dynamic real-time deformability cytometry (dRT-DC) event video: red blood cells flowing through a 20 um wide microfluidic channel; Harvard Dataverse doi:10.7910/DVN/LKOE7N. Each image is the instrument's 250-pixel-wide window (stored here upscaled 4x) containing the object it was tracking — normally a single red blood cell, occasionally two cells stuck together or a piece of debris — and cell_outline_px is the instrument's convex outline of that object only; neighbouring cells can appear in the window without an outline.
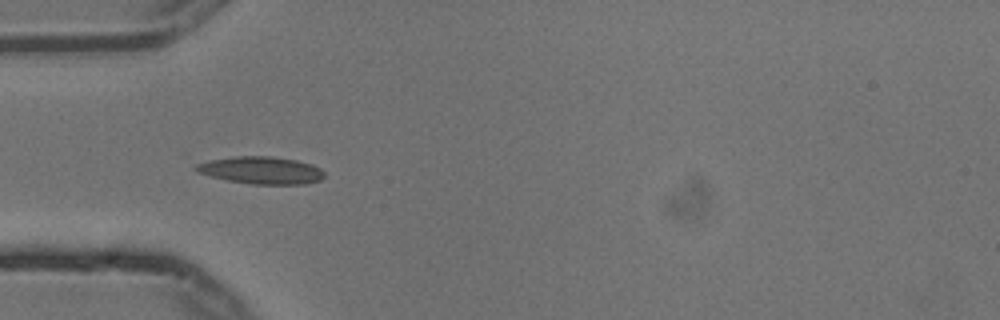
{"species": "common noctule bat (a hibernating species)", "species_latin": "Nyctalus noctula", "temperature_condition": "cold", "stored_images_in_passage": 7, "camera_frame_rate_fps": 3000, "um_per_image_px": 0.085, "animal": {"sex": "male", "body_mass_g": 13.3}, "frame": {"image": 1, "passage_image": 6, "time_ms": 1.667, "image_size_px": [1000, 320], "cell_outline_px": [[324, 176], [320, 180], [308, 184], [252, 184], [228, 180], [196, 172], [192, 168], [196, 164], [212, 160], [236, 156], [272, 156], [296, 160], [312, 164], [320, 168], [324, 172]], "centroid_in_image_um": [22.22, 14.47], "position_along_channel_um": 62.8, "area_um2": 20.4}}
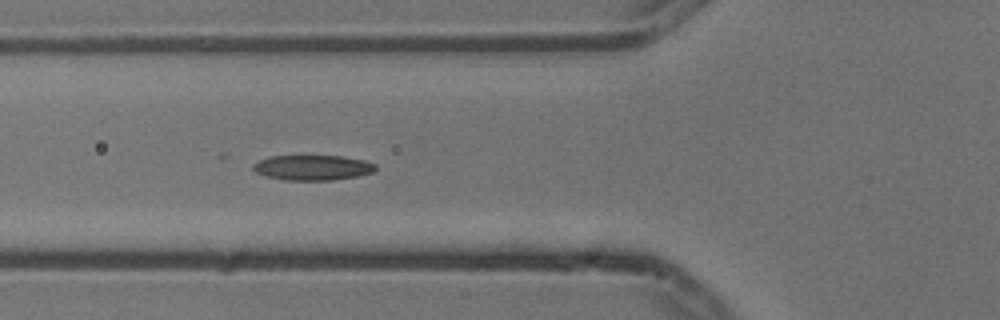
{"frame": {"image": 2, "passage_image": 7, "time_ms": 2.0, "image_size_px": [1000, 320], "cell_outline_px": [[376, 168], [372, 172], [356, 176], [332, 180], [284, 180], [268, 176], [256, 172], [252, 168], [252, 164], [268, 156], [340, 156], [364, 160], [376, 164]], "centroid_in_image_um": [26.56, 14.24], "position_along_channel_um": 99.2, "area_um2": 17.8}}